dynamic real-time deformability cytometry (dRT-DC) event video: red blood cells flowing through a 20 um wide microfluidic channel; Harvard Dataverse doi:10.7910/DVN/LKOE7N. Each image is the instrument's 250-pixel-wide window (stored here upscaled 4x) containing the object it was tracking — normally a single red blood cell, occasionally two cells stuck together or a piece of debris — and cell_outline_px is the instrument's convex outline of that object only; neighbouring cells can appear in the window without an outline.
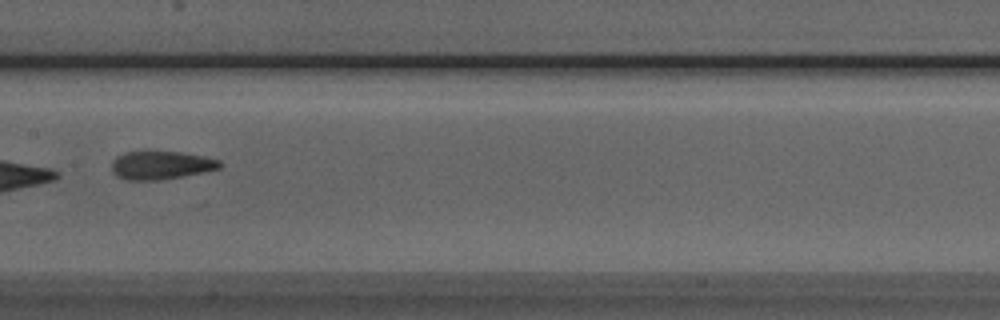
{"species": "Egyptian fruit bat (a non-hibernating species)", "species_latin": "Rousettus aegyptiacus", "temperature_condition": "room temperature", "stored_images_in_passage": 7, "camera_frame_rate_fps": 3000, "um_per_image_px": 0.085, "animal": {"sex": "male"}, "frame": {"image": 1, "passage_image": 7, "time_ms": 7.667, "image_size_px": [1000, 320], "cell_outline_px": [[224, 164], [220, 168], [204, 172], [160, 180], [124, 180], [116, 176], [112, 172], [112, 160], [116, 156], [124, 152], [148, 148], [180, 152], [204, 156], [220, 160]], "centroid_in_image_um": [13.64, 13.99], "position_along_channel_um": 193.8, "area_um2": 18.73}}